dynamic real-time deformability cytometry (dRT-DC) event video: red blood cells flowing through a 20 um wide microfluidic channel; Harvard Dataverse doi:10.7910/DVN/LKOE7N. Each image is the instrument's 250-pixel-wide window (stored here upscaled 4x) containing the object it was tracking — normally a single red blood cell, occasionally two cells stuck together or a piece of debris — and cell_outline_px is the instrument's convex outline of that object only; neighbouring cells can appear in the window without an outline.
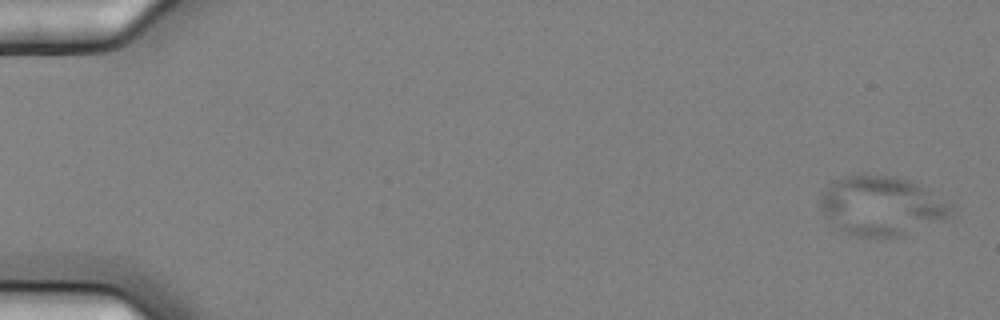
{"species": "common noctule bat (a hibernating species)", "species_latin": "Nyctalus noctula", "temperature_condition": "cold", "stored_images_in_passage": 5, "camera_frame_rate_fps": 3000, "um_per_image_px": 0.085, "animal": {"sex": "female", "body_mass_g": 25.1}, "frame": {"image": 1, "passage_image": 1, "time_ms": 0.0, "image_size_px": [1000, 320], "cell_outline_px": [[952, 216], [944, 220], [904, 236], [856, 236], [840, 232], [824, 216], [820, 208], [820, 200], [828, 184], [832, 180], [844, 176], [892, 176], [908, 180], [920, 184], [952, 204]], "centroid_in_image_um": [74.94, 17.52], "position_along_channel_um": 10.1, "area_um2": 45.37}}